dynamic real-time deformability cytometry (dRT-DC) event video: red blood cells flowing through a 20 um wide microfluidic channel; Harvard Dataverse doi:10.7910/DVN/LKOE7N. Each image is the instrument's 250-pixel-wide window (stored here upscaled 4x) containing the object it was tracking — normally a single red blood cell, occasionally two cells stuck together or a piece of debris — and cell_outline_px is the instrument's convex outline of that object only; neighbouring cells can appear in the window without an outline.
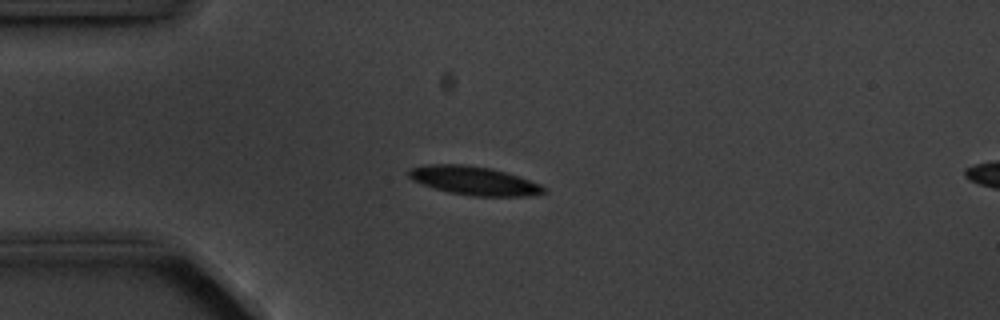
{"species": "common noctule bat (a hibernating species)", "species_latin": "Nyctalus noctula", "temperature_condition": "cold", "stored_images_in_passage": 12, "camera_frame_rate_fps": 3000, "um_per_image_px": 0.085, "animal": {"sex": "male", "body_mass_g": 20.1, "forearm_length_mm": 53.5}, "frame": {"image": 1, "passage_image": 1, "time_ms": 0.0, "image_size_px": [1000, 320], "cell_outline_px": [[548, 192], [532, 196], [472, 196], [448, 192], [412, 180], [408, 176], [408, 172], [412, 168], [428, 164], [460, 164], [492, 168], [540, 184]], "centroid_in_image_um": [40.3, 15.36], "position_along_channel_um": 44.7, "area_um2": 22.25}}
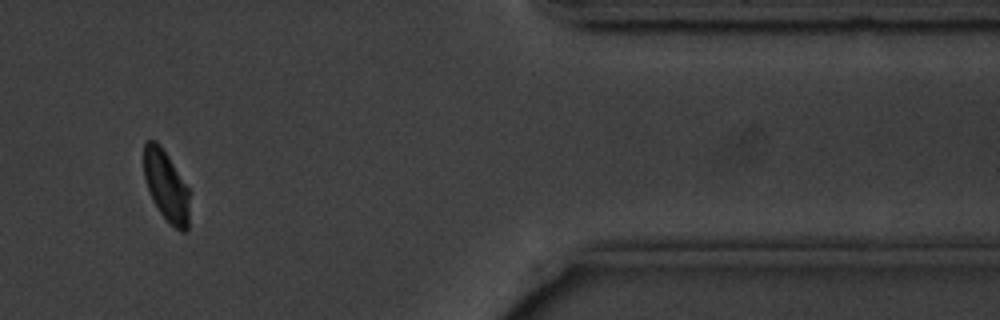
{"frame": {"image": 2, "passage_image": 10, "time_ms": 11.333, "image_size_px": [1000, 320], "cell_outline_px": [[188, 228], [184, 232], [180, 232], [160, 212], [152, 200], [144, 180], [144, 144], [148, 140], [156, 140], [160, 144], [168, 156], [188, 188]], "centroid_in_image_um": [14.1, 15.78], "position_along_channel_um": 397.3, "area_um2": 18.5}, "authors_computed_cell_mechanics": {"area_um2": 21.5016, "velocity_mm_per_s": 3.5683, "shape_relaxation_time_tau1_ms": 1.3511, "shape_relaxation_time_tau2_ms": null, "deformation_change_tau1": 0.076, "deformation_change_tau2": null}}